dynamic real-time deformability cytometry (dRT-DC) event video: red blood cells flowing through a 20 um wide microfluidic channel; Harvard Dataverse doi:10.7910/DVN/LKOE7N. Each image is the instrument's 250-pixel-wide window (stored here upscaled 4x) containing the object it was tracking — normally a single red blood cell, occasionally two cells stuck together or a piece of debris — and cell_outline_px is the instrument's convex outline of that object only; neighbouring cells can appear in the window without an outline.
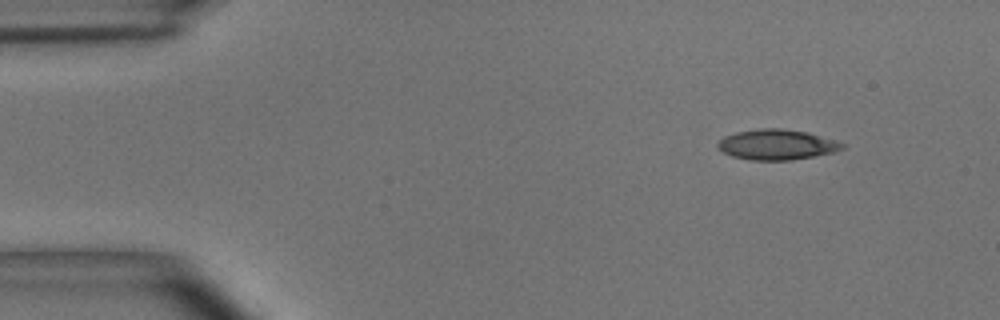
{"species": "common noctule bat (a hibernating species)", "species_latin": "Nyctalus noctula", "temperature_condition": "room temperature", "stored_images_in_passage": 50, "camera_frame_rate_fps": 3000, "um_per_image_px": 0.085, "animal": {"sex": "male", "body_mass_g": 15.6}, "frame": {"image": 1, "passage_image": 1, "time_ms": 0.0, "image_size_px": [1000, 320], "cell_outline_px": [[844, 148], [836, 152], [792, 160], [748, 160], [732, 156], [716, 148], [716, 144], [724, 136], [736, 132], [760, 128], [780, 128], [808, 132], [836, 140], [844, 144]], "centroid_in_image_um": [66.03, 12.29], "position_along_channel_um": 19.0, "area_um2": 22.2}}
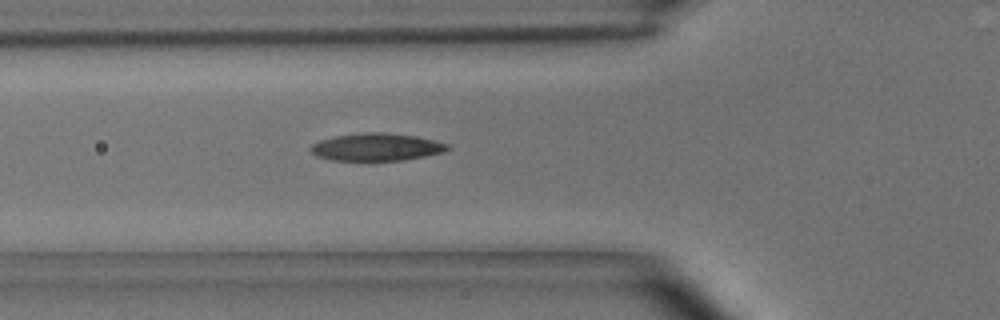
{"frame": {"image": 2, "passage_image": 14, "time_ms": 4.333, "image_size_px": [1000, 320], "cell_outline_px": [[452, 148], [444, 152], [404, 160], [332, 160], [316, 156], [308, 148], [312, 144], [320, 140], [336, 136], [360, 132], [384, 132], [416, 136], [436, 140], [448, 144]], "centroid_in_image_um": [32.02, 12.49], "position_along_channel_um": 93.8, "area_um2": 22.08}}
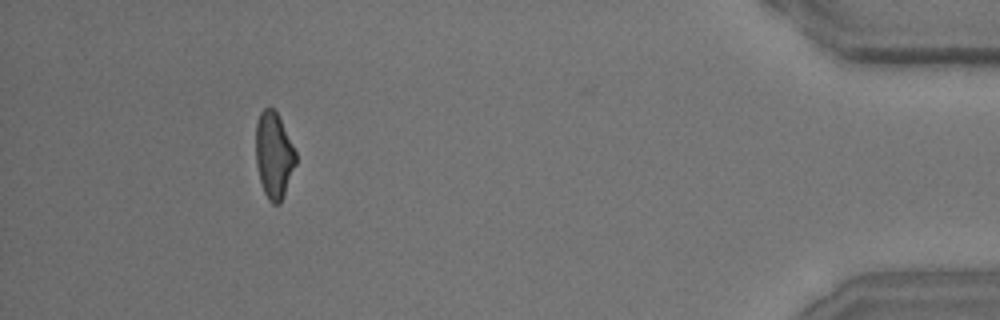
{"frame": {"image": 3, "passage_image": 45, "time_ms": 14.667, "image_size_px": [1000, 320], "cell_outline_px": [[296, 164], [280, 204], [272, 204], [268, 200], [264, 192], [260, 180], [256, 164], [256, 124], [260, 112], [264, 108], [272, 108], [276, 112], [296, 152]], "centroid_in_image_um": [23.27, 13.22], "position_along_channel_um": 411.9, "area_um2": 19.83}, "authors_computed_cell_mechanics": {"area_um2": 21.4438, "velocity_mm_per_s": 3.6526, "shape_relaxation_time_tau1_ms": 4.562, "shape_relaxation_time_tau2_ms": 2.7032, "deformation_change_tau1": 0.1548, "deformation_change_tau2": 0.0948}}